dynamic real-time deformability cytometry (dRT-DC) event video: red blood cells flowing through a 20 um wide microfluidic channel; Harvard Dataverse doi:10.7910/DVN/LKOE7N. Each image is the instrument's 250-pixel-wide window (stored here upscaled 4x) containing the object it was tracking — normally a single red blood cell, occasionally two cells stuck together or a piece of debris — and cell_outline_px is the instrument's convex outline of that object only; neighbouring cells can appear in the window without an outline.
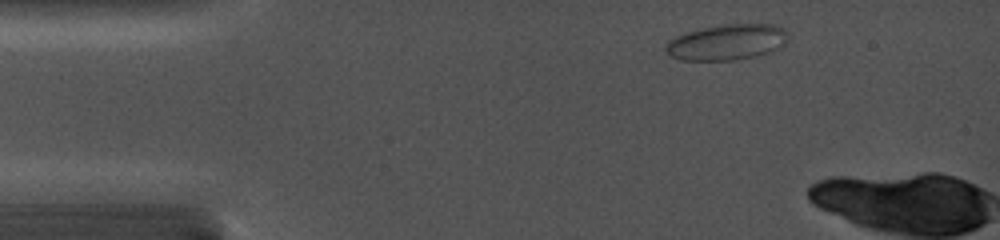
{"species": "common noctule bat (a hibernating species)", "species_latin": "Nyctalus noctula", "temperature_condition": "cold", "stored_images_in_passage": 6, "camera_frame_rate_fps": 5000, "um_per_image_px": 0.085, "animal": {"sex": "female", "body_mass_g": 19.0, "forearm_length_mm": 56.7}, "frame": {"image": 1, "passage_image": 1, "time_ms": 0.0, "image_size_px": [1000, 240], "cell_outline_px": [[788, 36], [784, 44], [780, 48], [768, 52], [752, 56], [732, 60], [680, 60], [664, 52], [664, 44], [668, 40], [676, 36], [688, 32], [704, 28], [724, 24], [776, 24], [784, 28]], "centroid_in_image_um": [61.76, 3.58], "position_along_channel_um": 23.2, "area_um2": 25.43}}
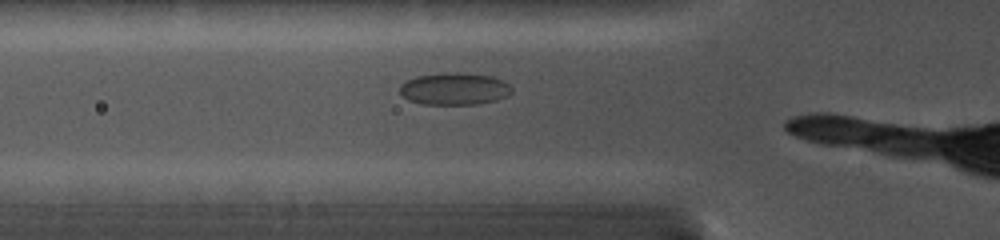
{"frame": {"image": 2, "passage_image": 5, "time_ms": 4.0, "image_size_px": [1000, 240], "cell_outline_px": [[512, 92], [508, 96], [496, 100], [476, 104], [420, 104], [408, 100], [400, 92], [400, 84], [416, 76], [444, 72], [460, 72], [492, 76], [508, 84], [512, 88]], "centroid_in_image_um": [38.62, 7.54], "position_along_channel_um": 87.2, "area_um2": 21.04}}